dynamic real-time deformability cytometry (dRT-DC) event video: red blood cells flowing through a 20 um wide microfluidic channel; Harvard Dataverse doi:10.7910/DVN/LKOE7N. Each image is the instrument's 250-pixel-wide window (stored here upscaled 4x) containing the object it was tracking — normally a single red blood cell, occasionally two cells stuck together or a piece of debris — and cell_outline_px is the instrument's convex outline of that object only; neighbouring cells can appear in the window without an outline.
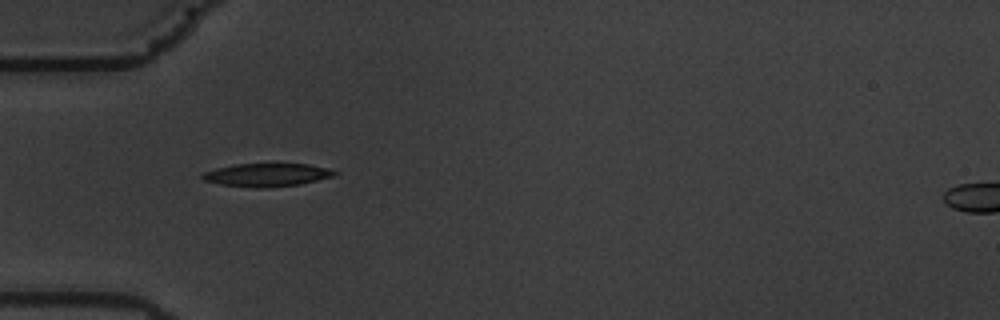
{"species": "common noctule bat (a hibernating species)", "species_latin": "Nyctalus noctula", "temperature_condition": "warm", "stored_images_in_passage": 5, "camera_frame_rate_fps": 3000, "um_per_image_px": 0.085, "animal": {"sex": "male", "body_mass_g": 19.5, "forearm_length_mm": 54.6}, "frame": {"image": 1, "passage_image": 1, "time_ms": 0.0, "image_size_px": [1000, 320], "cell_outline_px": [[340, 172], [336, 176], [300, 184], [268, 188], [256, 188], [220, 184], [204, 180], [200, 176], [204, 172], [216, 168], [232, 164], [308, 164], [328, 168]], "centroid_in_image_um": [22.72, 14.87], "position_along_channel_um": 62.3, "area_um2": 17.98}}
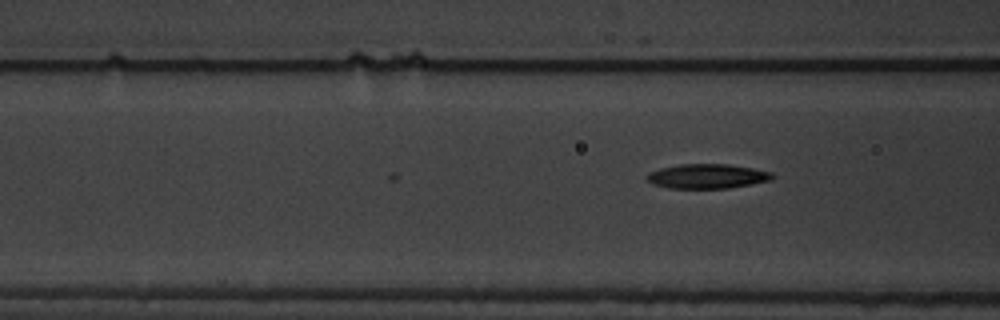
{"frame": {"image": 2, "passage_image": 5, "time_ms": 1.333, "image_size_px": [1000, 320], "cell_outline_px": [[776, 176], [772, 180], [752, 184], [728, 188], [668, 188], [652, 184], [644, 176], [648, 172], [660, 168], [680, 164], [728, 164], [752, 168], [772, 172]], "centroid_in_image_um": [60.11, 14.98], "position_along_channel_um": 106.5, "area_um2": 18.09}}